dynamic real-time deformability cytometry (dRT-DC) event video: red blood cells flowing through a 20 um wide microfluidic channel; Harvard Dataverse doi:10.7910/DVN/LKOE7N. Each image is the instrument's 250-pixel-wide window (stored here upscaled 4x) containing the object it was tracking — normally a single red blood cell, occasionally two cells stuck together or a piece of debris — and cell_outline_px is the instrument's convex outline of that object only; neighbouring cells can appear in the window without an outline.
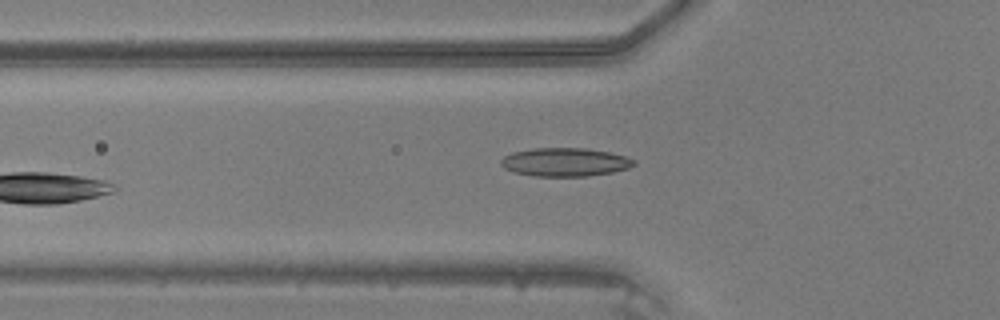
{"species": "common noctule bat (a hibernating species)", "species_latin": "Nyctalus noctula", "temperature_condition": "warm", "stored_images_in_passage": 23, "camera_frame_rate_fps": 3000, "um_per_image_px": 0.085, "animal": {"sex": "male", "body_mass_g": 20.5, "forearm_length_mm": 52.5}, "frame": {"image": 1, "passage_image": 2, "time_ms": 0.333, "image_size_px": [1000, 320], "cell_outline_px": [[636, 164], [628, 168], [612, 172], [588, 176], [536, 176], [516, 172], [504, 168], [500, 164], [500, 160], [504, 156], [512, 152], [532, 148], [588, 148], [608, 152], [624, 156], [636, 160]], "centroid_in_image_um": [48.02, 13.77], "position_along_channel_um": 77.8, "area_um2": 22.02}}
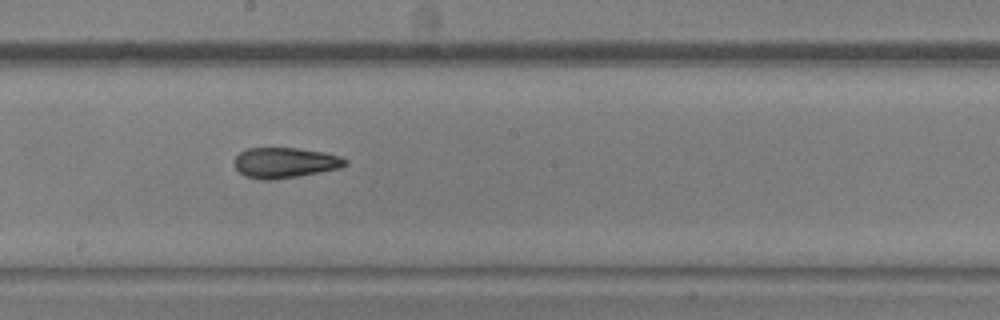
{"frame": {"image": 2, "passage_image": 12, "time_ms": 3.667, "image_size_px": [1000, 320], "cell_outline_px": [[348, 164], [340, 168], [320, 172], [272, 180], [260, 180], [244, 176], [236, 168], [236, 156], [240, 152], [248, 148], [296, 148], [324, 152], [340, 156], [348, 160]], "centroid_in_image_um": [24.24, 13.83], "position_along_channel_um": 224.0, "area_um2": 19.59}}
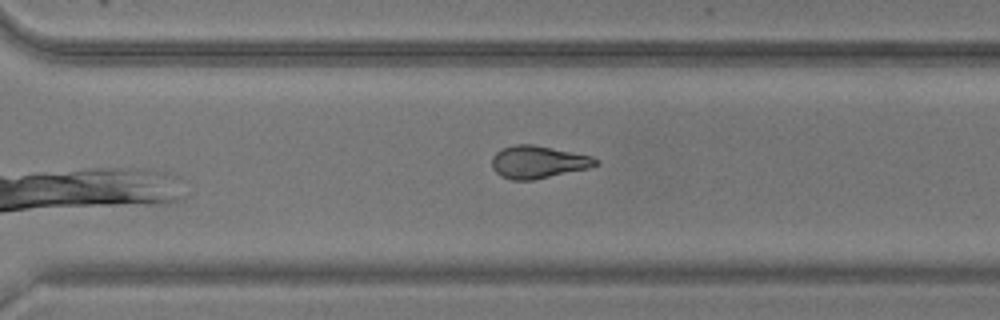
{"frame": {"image": 3, "passage_image": 19, "time_ms": 6.0, "image_size_px": [1000, 320], "cell_outline_px": [[600, 164], [588, 168], [532, 180], [512, 180], [500, 176], [492, 168], [492, 156], [496, 152], [504, 148], [516, 144], [532, 144], [592, 156], [600, 160]], "centroid_in_image_um": [45.74, 13.77], "position_along_channel_um": 324.9, "area_um2": 19.59}}